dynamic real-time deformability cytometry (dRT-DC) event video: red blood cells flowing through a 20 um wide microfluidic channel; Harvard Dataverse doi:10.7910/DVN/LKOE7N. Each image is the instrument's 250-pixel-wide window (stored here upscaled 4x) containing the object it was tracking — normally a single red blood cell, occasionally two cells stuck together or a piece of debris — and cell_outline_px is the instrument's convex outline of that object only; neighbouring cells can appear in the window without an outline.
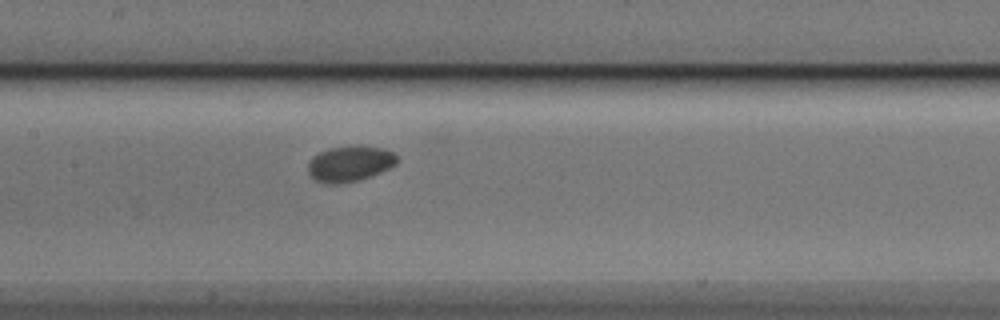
{"species": "Egyptian fruit bat (a non-hibernating species)", "species_latin": "Rousettus aegyptiacus", "temperature_condition": "cold", "stored_images_in_passage": 4, "camera_frame_rate_fps": 3000, "um_per_image_px": 0.085, "animal": {"sex": "male"}, "frame": {"image": 1, "passage_image": 4, "time_ms": 4.333, "image_size_px": [1000, 320], "cell_outline_px": [[400, 160], [396, 164], [380, 172], [356, 180], [332, 184], [328, 184], [316, 180], [308, 172], [308, 164], [312, 156], [328, 148], [348, 144], [360, 144], [384, 148], [396, 152]], "centroid_in_image_um": [29.77, 13.85], "position_along_channel_um": 177.6, "area_um2": 18.84}}